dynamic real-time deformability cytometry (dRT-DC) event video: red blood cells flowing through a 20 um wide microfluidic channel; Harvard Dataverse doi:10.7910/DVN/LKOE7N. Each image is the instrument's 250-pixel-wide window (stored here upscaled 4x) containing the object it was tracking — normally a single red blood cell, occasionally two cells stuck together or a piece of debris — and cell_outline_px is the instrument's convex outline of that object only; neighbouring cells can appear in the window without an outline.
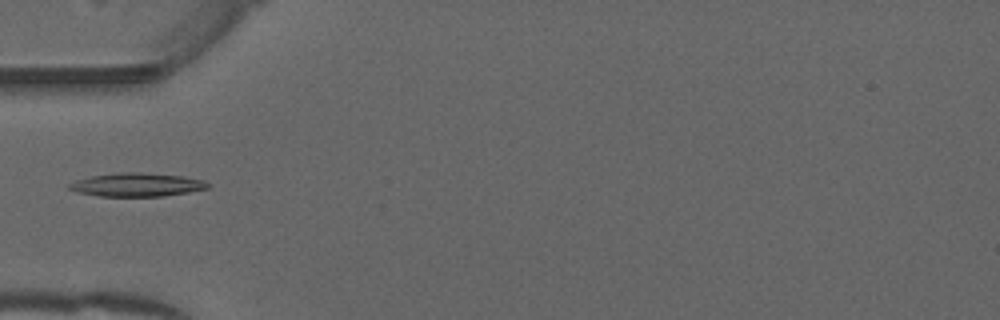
{"species": "common noctule bat (a hibernating species)", "species_latin": "Nyctalus noctula", "temperature_condition": "warm", "stored_images_in_passage": 35, "camera_frame_rate_fps": 3000, "um_per_image_px": 0.085, "animal": {"sex": "male", "forearm_length_mm": 52.5}, "frame": {"image": 1, "passage_image": 1, "time_ms": 0.0, "image_size_px": [1000, 320], "cell_outline_px": [[212, 184], [208, 188], [188, 192], [164, 196], [100, 196], [80, 192], [68, 188], [68, 184], [76, 180], [92, 176], [116, 172], [140, 172], [184, 176], [204, 180]], "centroid_in_image_um": [11.68, 15.69], "position_along_channel_um": 73.3, "area_um2": 18.96}}
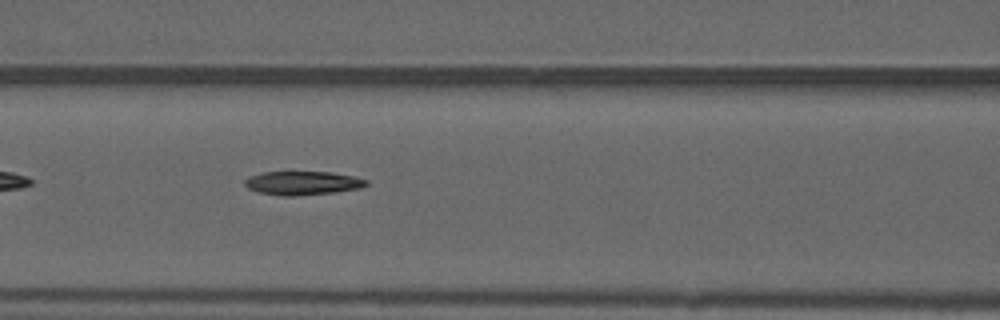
{"frame": {"image": 2, "passage_image": 6, "time_ms": 1.667, "image_size_px": [1000, 320], "cell_outline_px": [[368, 184], [360, 188], [332, 192], [292, 196], [284, 196], [260, 192], [248, 188], [244, 184], [244, 180], [248, 176], [264, 172], [332, 172], [352, 176], [368, 180]], "centroid_in_image_um": [25.7, 15.55], "position_along_channel_um": 140.9, "area_um2": 16.59}}